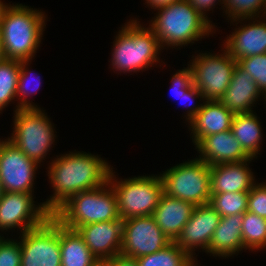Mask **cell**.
Wrapping results in <instances>:
<instances>
[{
  "mask_svg": "<svg viewBox=\"0 0 266 266\" xmlns=\"http://www.w3.org/2000/svg\"><path fill=\"white\" fill-rule=\"evenodd\" d=\"M233 116L218 100L204 101L199 112L186 123L190 125L193 144L202 137L230 130Z\"/></svg>",
  "mask_w": 266,
  "mask_h": 266,
  "instance_id": "obj_21",
  "label": "cell"
},
{
  "mask_svg": "<svg viewBox=\"0 0 266 266\" xmlns=\"http://www.w3.org/2000/svg\"><path fill=\"white\" fill-rule=\"evenodd\" d=\"M38 165L8 138L0 141V182L4 192L33 193Z\"/></svg>",
  "mask_w": 266,
  "mask_h": 266,
  "instance_id": "obj_12",
  "label": "cell"
},
{
  "mask_svg": "<svg viewBox=\"0 0 266 266\" xmlns=\"http://www.w3.org/2000/svg\"><path fill=\"white\" fill-rule=\"evenodd\" d=\"M237 64L252 76L260 91L266 95V53L241 58Z\"/></svg>",
  "mask_w": 266,
  "mask_h": 266,
  "instance_id": "obj_31",
  "label": "cell"
},
{
  "mask_svg": "<svg viewBox=\"0 0 266 266\" xmlns=\"http://www.w3.org/2000/svg\"><path fill=\"white\" fill-rule=\"evenodd\" d=\"M30 62L31 60L20 61V72H19L17 92H16V98H17L16 101H18L19 99L20 102L18 101L14 112H16L19 109L40 108L36 104H34L32 101H30V99H28L30 95H34L35 92H37L39 88L41 87L40 86L41 77L37 76L36 77L37 80H35L34 77H32V76H36L32 74L34 71H31L27 66V65H30L29 64ZM32 78L34 79V82L36 84L31 83ZM30 83L33 84L31 86H34V88L31 87L32 89L29 91Z\"/></svg>",
  "mask_w": 266,
  "mask_h": 266,
  "instance_id": "obj_30",
  "label": "cell"
},
{
  "mask_svg": "<svg viewBox=\"0 0 266 266\" xmlns=\"http://www.w3.org/2000/svg\"><path fill=\"white\" fill-rule=\"evenodd\" d=\"M52 216L63 226H80L120 219L117 196L110 183L70 197Z\"/></svg>",
  "mask_w": 266,
  "mask_h": 266,
  "instance_id": "obj_5",
  "label": "cell"
},
{
  "mask_svg": "<svg viewBox=\"0 0 266 266\" xmlns=\"http://www.w3.org/2000/svg\"><path fill=\"white\" fill-rule=\"evenodd\" d=\"M3 189H2V186H1V182H0V199H1V196H2V194H3Z\"/></svg>",
  "mask_w": 266,
  "mask_h": 266,
  "instance_id": "obj_41",
  "label": "cell"
},
{
  "mask_svg": "<svg viewBox=\"0 0 266 266\" xmlns=\"http://www.w3.org/2000/svg\"><path fill=\"white\" fill-rule=\"evenodd\" d=\"M220 215L210 205L195 206L191 217L174 241L193 260L195 250L208 251L215 229L218 227ZM196 248V249H195Z\"/></svg>",
  "mask_w": 266,
  "mask_h": 266,
  "instance_id": "obj_14",
  "label": "cell"
},
{
  "mask_svg": "<svg viewBox=\"0 0 266 266\" xmlns=\"http://www.w3.org/2000/svg\"><path fill=\"white\" fill-rule=\"evenodd\" d=\"M247 211L266 218V183H256L248 194Z\"/></svg>",
  "mask_w": 266,
  "mask_h": 266,
  "instance_id": "obj_33",
  "label": "cell"
},
{
  "mask_svg": "<svg viewBox=\"0 0 266 266\" xmlns=\"http://www.w3.org/2000/svg\"><path fill=\"white\" fill-rule=\"evenodd\" d=\"M263 96L252 76L237 64L228 88L218 101L233 114H241L253 112L254 104Z\"/></svg>",
  "mask_w": 266,
  "mask_h": 266,
  "instance_id": "obj_18",
  "label": "cell"
},
{
  "mask_svg": "<svg viewBox=\"0 0 266 266\" xmlns=\"http://www.w3.org/2000/svg\"><path fill=\"white\" fill-rule=\"evenodd\" d=\"M194 145L200 154L197 158L210 166L253 159L244 151L231 129L202 137Z\"/></svg>",
  "mask_w": 266,
  "mask_h": 266,
  "instance_id": "obj_17",
  "label": "cell"
},
{
  "mask_svg": "<svg viewBox=\"0 0 266 266\" xmlns=\"http://www.w3.org/2000/svg\"><path fill=\"white\" fill-rule=\"evenodd\" d=\"M150 23L148 27L162 48L194 44L216 31L215 24L205 19L187 0L175 1L157 9Z\"/></svg>",
  "mask_w": 266,
  "mask_h": 266,
  "instance_id": "obj_3",
  "label": "cell"
},
{
  "mask_svg": "<svg viewBox=\"0 0 266 266\" xmlns=\"http://www.w3.org/2000/svg\"><path fill=\"white\" fill-rule=\"evenodd\" d=\"M0 266H21L20 242L15 239L0 240Z\"/></svg>",
  "mask_w": 266,
  "mask_h": 266,
  "instance_id": "obj_32",
  "label": "cell"
},
{
  "mask_svg": "<svg viewBox=\"0 0 266 266\" xmlns=\"http://www.w3.org/2000/svg\"><path fill=\"white\" fill-rule=\"evenodd\" d=\"M20 236L21 266H61L59 222L52 215Z\"/></svg>",
  "mask_w": 266,
  "mask_h": 266,
  "instance_id": "obj_10",
  "label": "cell"
},
{
  "mask_svg": "<svg viewBox=\"0 0 266 266\" xmlns=\"http://www.w3.org/2000/svg\"><path fill=\"white\" fill-rule=\"evenodd\" d=\"M222 49V53L208 52L192 56L193 59L188 64L192 73V83L202 93L204 101L219 100L222 97L237 65V61L228 51L224 47Z\"/></svg>",
  "mask_w": 266,
  "mask_h": 266,
  "instance_id": "obj_9",
  "label": "cell"
},
{
  "mask_svg": "<svg viewBox=\"0 0 266 266\" xmlns=\"http://www.w3.org/2000/svg\"><path fill=\"white\" fill-rule=\"evenodd\" d=\"M13 118V132L8 139L25 156L41 164L56 139L54 124L41 108L19 109Z\"/></svg>",
  "mask_w": 266,
  "mask_h": 266,
  "instance_id": "obj_7",
  "label": "cell"
},
{
  "mask_svg": "<svg viewBox=\"0 0 266 266\" xmlns=\"http://www.w3.org/2000/svg\"><path fill=\"white\" fill-rule=\"evenodd\" d=\"M249 191L211 194L209 203L220 217L244 214L247 211Z\"/></svg>",
  "mask_w": 266,
  "mask_h": 266,
  "instance_id": "obj_28",
  "label": "cell"
},
{
  "mask_svg": "<svg viewBox=\"0 0 266 266\" xmlns=\"http://www.w3.org/2000/svg\"><path fill=\"white\" fill-rule=\"evenodd\" d=\"M111 169L108 182L117 196L118 212L122 220L151 216L158 206L163 191L160 175L135 176L118 181Z\"/></svg>",
  "mask_w": 266,
  "mask_h": 266,
  "instance_id": "obj_6",
  "label": "cell"
},
{
  "mask_svg": "<svg viewBox=\"0 0 266 266\" xmlns=\"http://www.w3.org/2000/svg\"><path fill=\"white\" fill-rule=\"evenodd\" d=\"M171 91L174 97L178 99L181 98L182 94H185L186 91L193 85L192 83V73L189 66L182 70H178L171 78Z\"/></svg>",
  "mask_w": 266,
  "mask_h": 266,
  "instance_id": "obj_34",
  "label": "cell"
},
{
  "mask_svg": "<svg viewBox=\"0 0 266 266\" xmlns=\"http://www.w3.org/2000/svg\"><path fill=\"white\" fill-rule=\"evenodd\" d=\"M5 59L3 49H2V43L0 38V62H2Z\"/></svg>",
  "mask_w": 266,
  "mask_h": 266,
  "instance_id": "obj_39",
  "label": "cell"
},
{
  "mask_svg": "<svg viewBox=\"0 0 266 266\" xmlns=\"http://www.w3.org/2000/svg\"><path fill=\"white\" fill-rule=\"evenodd\" d=\"M59 241L61 266H96L100 263L77 230L59 223Z\"/></svg>",
  "mask_w": 266,
  "mask_h": 266,
  "instance_id": "obj_23",
  "label": "cell"
},
{
  "mask_svg": "<svg viewBox=\"0 0 266 266\" xmlns=\"http://www.w3.org/2000/svg\"><path fill=\"white\" fill-rule=\"evenodd\" d=\"M199 98L198 101H204V98H203V95L202 93L200 92V90L195 86V85H192L187 91L185 94H182L181 95V98L182 99L181 101H184V100H188V107H187V113H185V119H186V122H190V120L199 112V110L201 109L203 103H201L199 105V102L197 105H192L191 103H193V101L195 99ZM185 101V102H186ZM186 105V104H185ZM187 106V105H186ZM191 106V107H190Z\"/></svg>",
  "mask_w": 266,
  "mask_h": 266,
  "instance_id": "obj_35",
  "label": "cell"
},
{
  "mask_svg": "<svg viewBox=\"0 0 266 266\" xmlns=\"http://www.w3.org/2000/svg\"><path fill=\"white\" fill-rule=\"evenodd\" d=\"M252 160L210 166L211 194L250 191L256 184L249 167Z\"/></svg>",
  "mask_w": 266,
  "mask_h": 266,
  "instance_id": "obj_19",
  "label": "cell"
},
{
  "mask_svg": "<svg viewBox=\"0 0 266 266\" xmlns=\"http://www.w3.org/2000/svg\"><path fill=\"white\" fill-rule=\"evenodd\" d=\"M77 231L99 262H105L120 254L123 236L121 218L83 225Z\"/></svg>",
  "mask_w": 266,
  "mask_h": 266,
  "instance_id": "obj_15",
  "label": "cell"
},
{
  "mask_svg": "<svg viewBox=\"0 0 266 266\" xmlns=\"http://www.w3.org/2000/svg\"><path fill=\"white\" fill-rule=\"evenodd\" d=\"M163 191L168 196L206 205L211 196L210 165L194 158L160 173Z\"/></svg>",
  "mask_w": 266,
  "mask_h": 266,
  "instance_id": "obj_8",
  "label": "cell"
},
{
  "mask_svg": "<svg viewBox=\"0 0 266 266\" xmlns=\"http://www.w3.org/2000/svg\"><path fill=\"white\" fill-rule=\"evenodd\" d=\"M96 266H106V264L104 262H100L98 265Z\"/></svg>",
  "mask_w": 266,
  "mask_h": 266,
  "instance_id": "obj_43",
  "label": "cell"
},
{
  "mask_svg": "<svg viewBox=\"0 0 266 266\" xmlns=\"http://www.w3.org/2000/svg\"><path fill=\"white\" fill-rule=\"evenodd\" d=\"M242 240L246 250L266 249V218L246 211L242 218Z\"/></svg>",
  "mask_w": 266,
  "mask_h": 266,
  "instance_id": "obj_25",
  "label": "cell"
},
{
  "mask_svg": "<svg viewBox=\"0 0 266 266\" xmlns=\"http://www.w3.org/2000/svg\"><path fill=\"white\" fill-rule=\"evenodd\" d=\"M19 72L20 61L4 59L0 62V113L16 99Z\"/></svg>",
  "mask_w": 266,
  "mask_h": 266,
  "instance_id": "obj_27",
  "label": "cell"
},
{
  "mask_svg": "<svg viewBox=\"0 0 266 266\" xmlns=\"http://www.w3.org/2000/svg\"><path fill=\"white\" fill-rule=\"evenodd\" d=\"M172 241L158 227L153 216L131 217L123 220L121 254L138 258L153 254Z\"/></svg>",
  "mask_w": 266,
  "mask_h": 266,
  "instance_id": "obj_13",
  "label": "cell"
},
{
  "mask_svg": "<svg viewBox=\"0 0 266 266\" xmlns=\"http://www.w3.org/2000/svg\"><path fill=\"white\" fill-rule=\"evenodd\" d=\"M205 19H207L210 23V18L207 16V11H210L215 8L214 6L217 3L222 5L224 0H187ZM218 1V2H217ZM217 2V3H216ZM213 6V7H212ZM212 8V9H211ZM209 18V19H208Z\"/></svg>",
  "mask_w": 266,
  "mask_h": 266,
  "instance_id": "obj_36",
  "label": "cell"
},
{
  "mask_svg": "<svg viewBox=\"0 0 266 266\" xmlns=\"http://www.w3.org/2000/svg\"><path fill=\"white\" fill-rule=\"evenodd\" d=\"M4 4H5V3L2 2V0H0V12H1V9H2V7H3Z\"/></svg>",
  "mask_w": 266,
  "mask_h": 266,
  "instance_id": "obj_42",
  "label": "cell"
},
{
  "mask_svg": "<svg viewBox=\"0 0 266 266\" xmlns=\"http://www.w3.org/2000/svg\"><path fill=\"white\" fill-rule=\"evenodd\" d=\"M106 266H138L137 258L117 254L113 258L104 262Z\"/></svg>",
  "mask_w": 266,
  "mask_h": 266,
  "instance_id": "obj_37",
  "label": "cell"
},
{
  "mask_svg": "<svg viewBox=\"0 0 266 266\" xmlns=\"http://www.w3.org/2000/svg\"><path fill=\"white\" fill-rule=\"evenodd\" d=\"M41 10L5 2L0 12V38L5 59L33 60L46 24Z\"/></svg>",
  "mask_w": 266,
  "mask_h": 266,
  "instance_id": "obj_2",
  "label": "cell"
},
{
  "mask_svg": "<svg viewBox=\"0 0 266 266\" xmlns=\"http://www.w3.org/2000/svg\"><path fill=\"white\" fill-rule=\"evenodd\" d=\"M266 16L252 19H239L231 21L236 24H241L245 20V24L237 26L227 35L224 40V48L228 51L229 55L236 61L241 58L251 57L254 55H262L266 53ZM249 20H251L249 22ZM254 20V21H253ZM239 23H238V22ZM242 21V22H240ZM246 21L248 23L246 24ZM257 21V22H256Z\"/></svg>",
  "mask_w": 266,
  "mask_h": 266,
  "instance_id": "obj_16",
  "label": "cell"
},
{
  "mask_svg": "<svg viewBox=\"0 0 266 266\" xmlns=\"http://www.w3.org/2000/svg\"><path fill=\"white\" fill-rule=\"evenodd\" d=\"M259 117L255 112L234 114L231 131L240 142L244 151L251 157L256 158L260 154L263 141L262 127Z\"/></svg>",
  "mask_w": 266,
  "mask_h": 266,
  "instance_id": "obj_24",
  "label": "cell"
},
{
  "mask_svg": "<svg viewBox=\"0 0 266 266\" xmlns=\"http://www.w3.org/2000/svg\"><path fill=\"white\" fill-rule=\"evenodd\" d=\"M197 259H194L188 266H199Z\"/></svg>",
  "mask_w": 266,
  "mask_h": 266,
  "instance_id": "obj_40",
  "label": "cell"
},
{
  "mask_svg": "<svg viewBox=\"0 0 266 266\" xmlns=\"http://www.w3.org/2000/svg\"><path fill=\"white\" fill-rule=\"evenodd\" d=\"M56 157L47 170L53 195L43 202L51 214L73 195L108 182L112 167L98 155L76 151Z\"/></svg>",
  "mask_w": 266,
  "mask_h": 266,
  "instance_id": "obj_1",
  "label": "cell"
},
{
  "mask_svg": "<svg viewBox=\"0 0 266 266\" xmlns=\"http://www.w3.org/2000/svg\"><path fill=\"white\" fill-rule=\"evenodd\" d=\"M195 205L163 193L152 216L158 227L175 241L192 215Z\"/></svg>",
  "mask_w": 266,
  "mask_h": 266,
  "instance_id": "obj_20",
  "label": "cell"
},
{
  "mask_svg": "<svg viewBox=\"0 0 266 266\" xmlns=\"http://www.w3.org/2000/svg\"><path fill=\"white\" fill-rule=\"evenodd\" d=\"M148 5V7H151L153 10H157L161 7H165L170 5L171 3L179 0H145Z\"/></svg>",
  "mask_w": 266,
  "mask_h": 266,
  "instance_id": "obj_38",
  "label": "cell"
},
{
  "mask_svg": "<svg viewBox=\"0 0 266 266\" xmlns=\"http://www.w3.org/2000/svg\"><path fill=\"white\" fill-rule=\"evenodd\" d=\"M192 261L174 241L158 252L137 258L138 266H188Z\"/></svg>",
  "mask_w": 266,
  "mask_h": 266,
  "instance_id": "obj_26",
  "label": "cell"
},
{
  "mask_svg": "<svg viewBox=\"0 0 266 266\" xmlns=\"http://www.w3.org/2000/svg\"><path fill=\"white\" fill-rule=\"evenodd\" d=\"M242 218L243 214L221 217L206 253L226 259L246 250L242 240Z\"/></svg>",
  "mask_w": 266,
  "mask_h": 266,
  "instance_id": "obj_22",
  "label": "cell"
},
{
  "mask_svg": "<svg viewBox=\"0 0 266 266\" xmlns=\"http://www.w3.org/2000/svg\"><path fill=\"white\" fill-rule=\"evenodd\" d=\"M138 20L130 19L117 32L110 59L112 70L137 73L148 70L158 62L161 64L159 55L163 48L153 31L149 27H143Z\"/></svg>",
  "mask_w": 266,
  "mask_h": 266,
  "instance_id": "obj_4",
  "label": "cell"
},
{
  "mask_svg": "<svg viewBox=\"0 0 266 266\" xmlns=\"http://www.w3.org/2000/svg\"><path fill=\"white\" fill-rule=\"evenodd\" d=\"M221 7L231 21L266 16V0H224Z\"/></svg>",
  "mask_w": 266,
  "mask_h": 266,
  "instance_id": "obj_29",
  "label": "cell"
},
{
  "mask_svg": "<svg viewBox=\"0 0 266 266\" xmlns=\"http://www.w3.org/2000/svg\"><path fill=\"white\" fill-rule=\"evenodd\" d=\"M34 193L3 192L0 199V231L20 234L43 224L52 214L43 203L35 205ZM6 230V231H4Z\"/></svg>",
  "mask_w": 266,
  "mask_h": 266,
  "instance_id": "obj_11",
  "label": "cell"
}]
</instances>
